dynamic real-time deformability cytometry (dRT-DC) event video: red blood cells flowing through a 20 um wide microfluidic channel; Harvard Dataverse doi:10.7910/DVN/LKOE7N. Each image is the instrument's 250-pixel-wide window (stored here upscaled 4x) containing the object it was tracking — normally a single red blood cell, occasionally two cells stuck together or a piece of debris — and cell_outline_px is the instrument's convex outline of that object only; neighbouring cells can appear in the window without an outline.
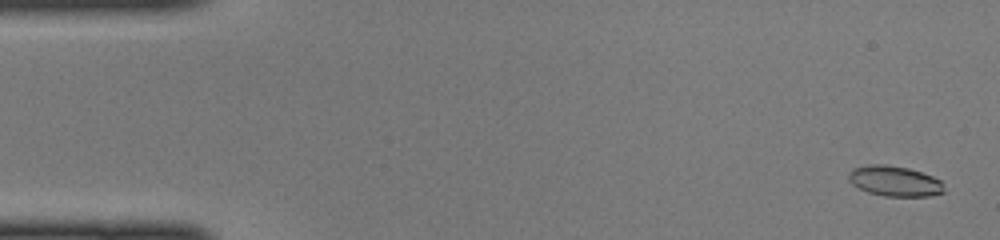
{"species": "common noctule bat (a hibernating species)", "species_latin": "Nyctalus noctula", "temperature_condition": "cold", "stored_images_in_passage": 14, "camera_frame_rate_fps": 3000, "um_per_image_px": 0.085, "animal": {"sex": "female", "body_mass_g": 22.0, "forearm_length_mm": 56.7}, "frame": {"image": 1, "passage_image": 2, "time_ms": 0.333, "image_size_px": [1000, 240], "cell_outline_px": [[944, 192], [928, 196], [884, 196], [868, 192], [852, 184], [848, 180], [848, 172], [852, 168], [868, 164], [884, 164], [908, 168], [932, 176], [940, 180], [944, 188]], "centroid_in_image_um": [76.0, 15.38], "position_along_channel_um": 9.0, "area_um2": 16.88}}
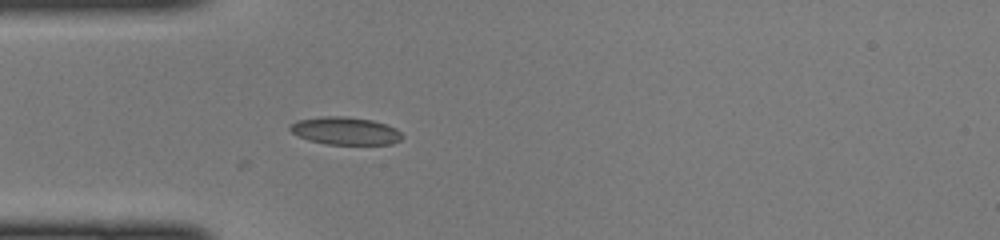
{"frame": {"image": 2, "passage_image": 14, "time_ms": 4.333, "image_size_px": [1000, 240], "cell_outline_px": [[404, 136], [400, 140], [392, 144], [328, 144], [308, 140], [292, 132], [288, 128], [288, 124], [296, 120], [320, 116], [344, 116], [372, 120], [396, 128]], "centroid_in_image_um": [29.32, 11.11], "position_along_channel_um": 55.7, "area_um2": 18.15}}